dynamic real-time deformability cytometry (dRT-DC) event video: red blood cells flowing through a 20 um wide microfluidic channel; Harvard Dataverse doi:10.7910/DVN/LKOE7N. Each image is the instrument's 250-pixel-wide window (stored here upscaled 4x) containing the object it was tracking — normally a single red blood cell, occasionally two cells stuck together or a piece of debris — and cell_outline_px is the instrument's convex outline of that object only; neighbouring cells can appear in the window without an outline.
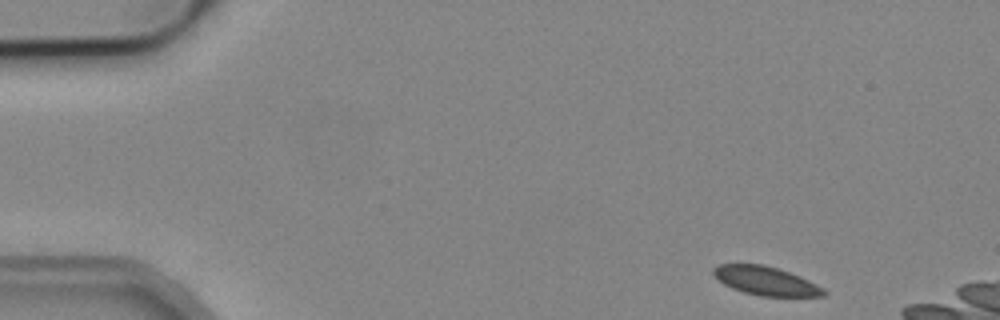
{"species": "common noctule bat (a hibernating species)", "species_latin": "Nyctalus noctula", "temperature_condition": "cold", "stored_images_in_passage": 4, "camera_frame_rate_fps": 3000, "um_per_image_px": 0.085, "animal": {"sex": "male", "body_mass_g": 19.2, "forearm_length_mm": 51.8}, "frame": {"image": 1, "passage_image": 1, "time_ms": 0.0, "image_size_px": [1000, 320], "cell_outline_px": [[828, 292], [824, 296], [760, 296], [744, 292], [732, 288], [716, 280], [712, 272], [712, 268], [720, 264], [764, 264], [800, 276], [824, 288]], "centroid_in_image_um": [65.07, 23.87], "position_along_channel_um": 19.9, "area_um2": 18.5}}